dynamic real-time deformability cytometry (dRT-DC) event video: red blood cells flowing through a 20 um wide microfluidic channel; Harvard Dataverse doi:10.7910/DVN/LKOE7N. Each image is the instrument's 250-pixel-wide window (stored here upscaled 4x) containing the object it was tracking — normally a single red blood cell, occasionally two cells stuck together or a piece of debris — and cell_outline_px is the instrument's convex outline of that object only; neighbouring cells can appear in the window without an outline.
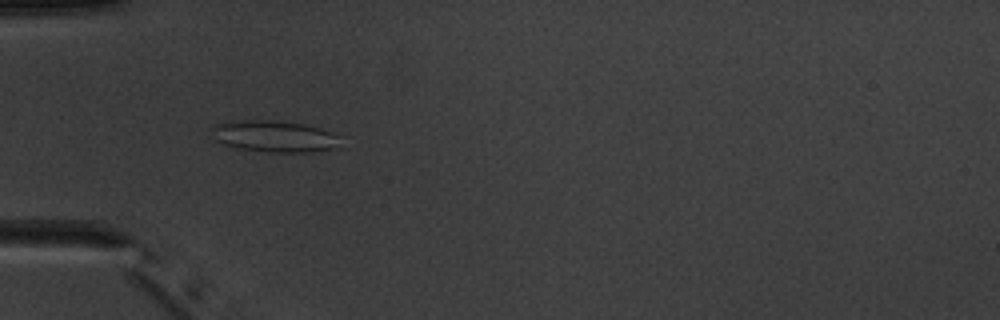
{"species": "common noctule bat (a hibernating species)", "species_latin": "Nyctalus noctula", "temperature_condition": "warm", "stored_images_in_passage": 8, "camera_frame_rate_fps": 3000, "um_per_image_px": 0.085, "animal": {"sex": "male", "body_mass_g": 20.1, "forearm_length_mm": 53.5}, "frame": {"image": 1, "passage_image": 5, "time_ms": 4.667, "image_size_px": [1000, 320], "cell_outline_px": [[344, 136], [340, 148], [312, 152], [268, 152], [240, 148], [224, 144], [216, 140], [212, 128], [216, 124], [244, 120], [268, 120], [304, 124], [320, 128]], "centroid_in_image_um": [23.48, 11.6], "position_along_channel_um": 61.5, "area_um2": 23.76}}
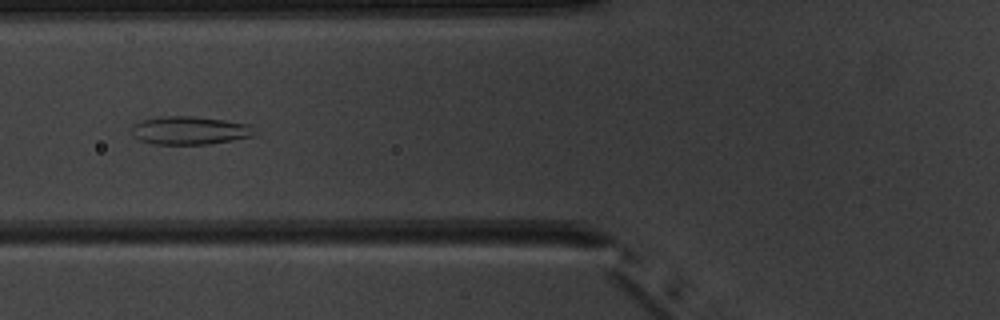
{"frame": {"image": 2, "passage_image": 6, "time_ms": 6.0, "image_size_px": [1000, 320], "cell_outline_px": [[252, 136], [232, 140], [208, 144], [152, 144], [140, 140], [132, 136], [132, 124], [140, 120], [160, 116], [192, 116], [224, 120], [248, 124]], "centroid_in_image_um": [16.0, 11.08], "position_along_channel_um": 109.8, "area_um2": 20.0}}
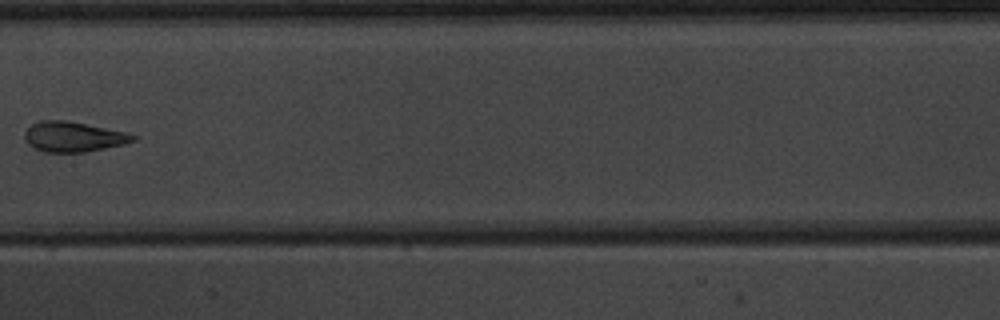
{"frame": {"image": 3, "passage_image": 8, "time_ms": 8.333, "image_size_px": [1000, 320], "cell_outline_px": [[136, 140], [124, 144], [84, 152], [44, 152], [28, 144], [24, 140], [24, 132], [32, 124], [40, 120], [68, 120], [128, 132], [136, 136]], "centroid_in_image_um": [6.23, 11.61], "position_along_channel_um": 201.2, "area_um2": 19.13}}